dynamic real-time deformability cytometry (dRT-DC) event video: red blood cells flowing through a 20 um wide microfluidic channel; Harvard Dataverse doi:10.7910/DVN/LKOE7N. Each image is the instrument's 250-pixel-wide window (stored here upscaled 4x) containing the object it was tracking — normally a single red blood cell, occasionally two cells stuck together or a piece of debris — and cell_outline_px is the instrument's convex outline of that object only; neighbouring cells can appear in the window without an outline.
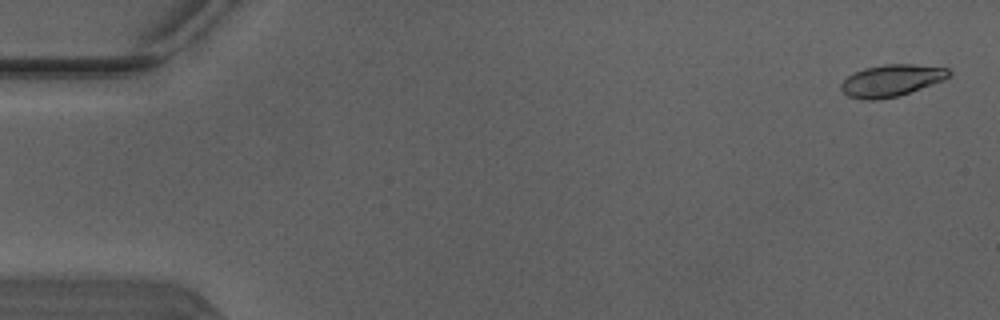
{"species": "Egyptian fruit bat (a non-hibernating species)", "species_latin": "Rousettus aegyptiacus", "temperature_condition": "warm", "stored_images_in_passage": 4, "camera_frame_rate_fps": 3000, "um_per_image_px": 0.085, "animal": {"sex": "male"}, "frame": {"image": 1, "passage_image": 1, "time_ms": 0.0, "image_size_px": [1000, 320], "cell_outline_px": [[952, 72], [944, 80], [896, 96], [876, 100], [860, 100], [848, 96], [840, 88], [840, 84], [848, 76], [864, 68], [884, 64], [912, 64], [948, 68]], "centroid_in_image_um": [75.74, 6.84], "position_along_channel_um": 9.3, "area_um2": 19.83}}
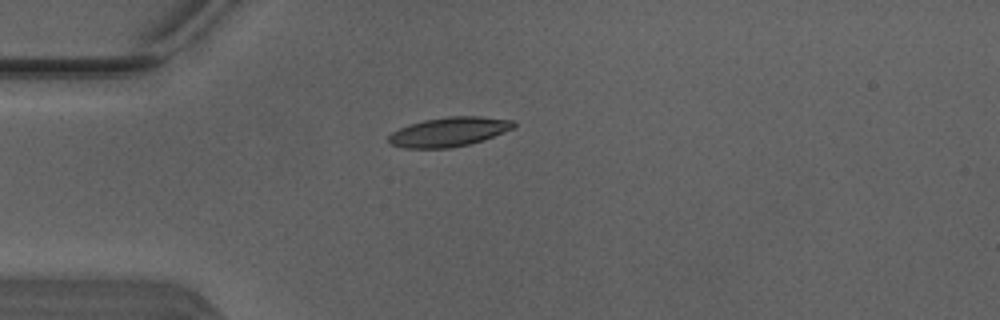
{"frame": {"image": 2, "passage_image": 4, "time_ms": 1.0, "image_size_px": [1000, 320], "cell_outline_px": [[516, 128], [484, 140], [468, 144], [448, 148], [404, 148], [388, 144], [388, 136], [392, 132], [408, 124], [424, 120], [448, 116], [480, 116], [512, 120], [516, 124]], "centroid_in_image_um": [38.17, 11.2], "position_along_channel_um": 46.8, "area_um2": 21.56}}